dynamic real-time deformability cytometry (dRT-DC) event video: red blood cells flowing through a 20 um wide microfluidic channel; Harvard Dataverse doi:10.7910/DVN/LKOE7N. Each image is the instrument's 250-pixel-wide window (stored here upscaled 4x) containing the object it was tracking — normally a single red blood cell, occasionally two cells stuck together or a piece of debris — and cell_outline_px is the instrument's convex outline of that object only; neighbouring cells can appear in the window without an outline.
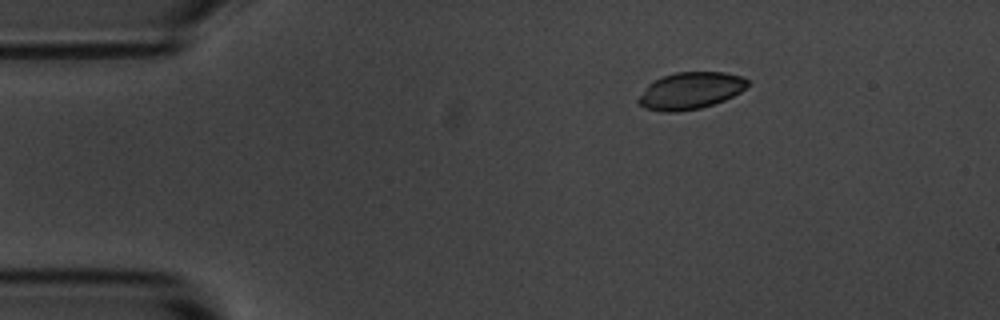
{"species": "common noctule bat (a hibernating species)", "species_latin": "Nyctalus noctula", "temperature_condition": "room temperature", "stored_images_in_passage": 4, "camera_frame_rate_fps": 3000, "um_per_image_px": 0.085, "animal": {"sex": "male", "body_mass_g": 20.1, "forearm_length_mm": 53.5}, "frame": {"image": 1, "passage_image": 2, "time_ms": 2.0, "image_size_px": [1000, 320], "cell_outline_px": [[748, 84], [740, 92], [724, 100], [700, 108], [676, 112], [664, 112], [644, 108], [636, 100], [648, 84], [664, 76], [676, 72], [724, 72], [740, 76], [748, 80]], "centroid_in_image_um": [58.66, 7.71], "position_along_channel_um": 26.3, "area_um2": 23.24}}